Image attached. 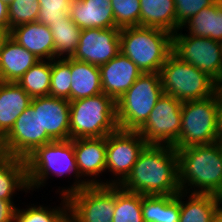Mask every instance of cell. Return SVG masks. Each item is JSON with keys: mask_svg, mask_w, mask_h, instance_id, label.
<instances>
[{"mask_svg": "<svg viewBox=\"0 0 222 222\" xmlns=\"http://www.w3.org/2000/svg\"><path fill=\"white\" fill-rule=\"evenodd\" d=\"M72 0H39L38 22L49 26L58 21H67Z\"/></svg>", "mask_w": 222, "mask_h": 222, "instance_id": "35", "label": "cell"}, {"mask_svg": "<svg viewBox=\"0 0 222 222\" xmlns=\"http://www.w3.org/2000/svg\"><path fill=\"white\" fill-rule=\"evenodd\" d=\"M61 203L55 207L44 206L38 202L29 203L26 208H16L14 222H58L68 211L69 203L66 196L59 195Z\"/></svg>", "mask_w": 222, "mask_h": 222, "instance_id": "30", "label": "cell"}, {"mask_svg": "<svg viewBox=\"0 0 222 222\" xmlns=\"http://www.w3.org/2000/svg\"><path fill=\"white\" fill-rule=\"evenodd\" d=\"M217 0H174L176 9V32L194 15Z\"/></svg>", "mask_w": 222, "mask_h": 222, "instance_id": "36", "label": "cell"}, {"mask_svg": "<svg viewBox=\"0 0 222 222\" xmlns=\"http://www.w3.org/2000/svg\"><path fill=\"white\" fill-rule=\"evenodd\" d=\"M69 16L80 29L117 27L111 0H72Z\"/></svg>", "mask_w": 222, "mask_h": 222, "instance_id": "18", "label": "cell"}, {"mask_svg": "<svg viewBox=\"0 0 222 222\" xmlns=\"http://www.w3.org/2000/svg\"><path fill=\"white\" fill-rule=\"evenodd\" d=\"M33 108H39L42 132L54 141L70 139V101L53 96L32 98Z\"/></svg>", "mask_w": 222, "mask_h": 222, "instance_id": "16", "label": "cell"}, {"mask_svg": "<svg viewBox=\"0 0 222 222\" xmlns=\"http://www.w3.org/2000/svg\"><path fill=\"white\" fill-rule=\"evenodd\" d=\"M120 53V28L82 29L73 59L103 65Z\"/></svg>", "mask_w": 222, "mask_h": 222, "instance_id": "14", "label": "cell"}, {"mask_svg": "<svg viewBox=\"0 0 222 222\" xmlns=\"http://www.w3.org/2000/svg\"><path fill=\"white\" fill-rule=\"evenodd\" d=\"M25 161L28 186L32 192L45 187L48 179L53 175L59 179L64 178L65 175L67 177V174L75 177L73 184L61 188L58 186L55 193L57 192L59 195L67 197L87 185L78 175L73 139L56 140L44 144L29 155Z\"/></svg>", "mask_w": 222, "mask_h": 222, "instance_id": "2", "label": "cell"}, {"mask_svg": "<svg viewBox=\"0 0 222 222\" xmlns=\"http://www.w3.org/2000/svg\"><path fill=\"white\" fill-rule=\"evenodd\" d=\"M79 177L87 185H106V137L73 139Z\"/></svg>", "mask_w": 222, "mask_h": 222, "instance_id": "15", "label": "cell"}, {"mask_svg": "<svg viewBox=\"0 0 222 222\" xmlns=\"http://www.w3.org/2000/svg\"><path fill=\"white\" fill-rule=\"evenodd\" d=\"M99 69L102 91L115 102L143 74L137 65L121 52L106 64L100 65Z\"/></svg>", "mask_w": 222, "mask_h": 222, "instance_id": "17", "label": "cell"}, {"mask_svg": "<svg viewBox=\"0 0 222 222\" xmlns=\"http://www.w3.org/2000/svg\"><path fill=\"white\" fill-rule=\"evenodd\" d=\"M162 88L182 103L201 100L217 92V82L207 73L171 53L160 70Z\"/></svg>", "mask_w": 222, "mask_h": 222, "instance_id": "6", "label": "cell"}, {"mask_svg": "<svg viewBox=\"0 0 222 222\" xmlns=\"http://www.w3.org/2000/svg\"><path fill=\"white\" fill-rule=\"evenodd\" d=\"M3 155V145H2V138L0 137V156Z\"/></svg>", "mask_w": 222, "mask_h": 222, "instance_id": "44", "label": "cell"}, {"mask_svg": "<svg viewBox=\"0 0 222 222\" xmlns=\"http://www.w3.org/2000/svg\"><path fill=\"white\" fill-rule=\"evenodd\" d=\"M8 8L9 32L18 25L38 20L39 0H12Z\"/></svg>", "mask_w": 222, "mask_h": 222, "instance_id": "33", "label": "cell"}, {"mask_svg": "<svg viewBox=\"0 0 222 222\" xmlns=\"http://www.w3.org/2000/svg\"><path fill=\"white\" fill-rule=\"evenodd\" d=\"M163 93L160 73H143L116 101L119 129L137 131Z\"/></svg>", "mask_w": 222, "mask_h": 222, "instance_id": "7", "label": "cell"}, {"mask_svg": "<svg viewBox=\"0 0 222 222\" xmlns=\"http://www.w3.org/2000/svg\"><path fill=\"white\" fill-rule=\"evenodd\" d=\"M1 1H3L7 5H9L12 2V0H1Z\"/></svg>", "mask_w": 222, "mask_h": 222, "instance_id": "45", "label": "cell"}, {"mask_svg": "<svg viewBox=\"0 0 222 222\" xmlns=\"http://www.w3.org/2000/svg\"><path fill=\"white\" fill-rule=\"evenodd\" d=\"M219 104L217 92L205 99L183 102L180 136L174 148L216 143Z\"/></svg>", "mask_w": 222, "mask_h": 222, "instance_id": "8", "label": "cell"}, {"mask_svg": "<svg viewBox=\"0 0 222 222\" xmlns=\"http://www.w3.org/2000/svg\"><path fill=\"white\" fill-rule=\"evenodd\" d=\"M71 101L103 93L99 66L71 57Z\"/></svg>", "mask_w": 222, "mask_h": 222, "instance_id": "24", "label": "cell"}, {"mask_svg": "<svg viewBox=\"0 0 222 222\" xmlns=\"http://www.w3.org/2000/svg\"><path fill=\"white\" fill-rule=\"evenodd\" d=\"M217 142L222 144V103L217 110Z\"/></svg>", "mask_w": 222, "mask_h": 222, "instance_id": "39", "label": "cell"}, {"mask_svg": "<svg viewBox=\"0 0 222 222\" xmlns=\"http://www.w3.org/2000/svg\"><path fill=\"white\" fill-rule=\"evenodd\" d=\"M10 37L39 60L54 59V40L48 26L38 21L18 25L10 30Z\"/></svg>", "mask_w": 222, "mask_h": 222, "instance_id": "19", "label": "cell"}, {"mask_svg": "<svg viewBox=\"0 0 222 222\" xmlns=\"http://www.w3.org/2000/svg\"><path fill=\"white\" fill-rule=\"evenodd\" d=\"M32 97L17 82L0 81V137L13 127L19 115L31 104Z\"/></svg>", "mask_w": 222, "mask_h": 222, "instance_id": "21", "label": "cell"}, {"mask_svg": "<svg viewBox=\"0 0 222 222\" xmlns=\"http://www.w3.org/2000/svg\"><path fill=\"white\" fill-rule=\"evenodd\" d=\"M58 222H79L70 210Z\"/></svg>", "mask_w": 222, "mask_h": 222, "instance_id": "41", "label": "cell"}, {"mask_svg": "<svg viewBox=\"0 0 222 222\" xmlns=\"http://www.w3.org/2000/svg\"><path fill=\"white\" fill-rule=\"evenodd\" d=\"M217 94L219 96L220 102L222 103V87H217Z\"/></svg>", "mask_w": 222, "mask_h": 222, "instance_id": "43", "label": "cell"}, {"mask_svg": "<svg viewBox=\"0 0 222 222\" xmlns=\"http://www.w3.org/2000/svg\"><path fill=\"white\" fill-rule=\"evenodd\" d=\"M119 186L141 195L178 194L180 186L176 149L169 145H147L131 173Z\"/></svg>", "mask_w": 222, "mask_h": 222, "instance_id": "1", "label": "cell"}, {"mask_svg": "<svg viewBox=\"0 0 222 222\" xmlns=\"http://www.w3.org/2000/svg\"><path fill=\"white\" fill-rule=\"evenodd\" d=\"M111 8L117 27L140 26V1L139 0H111Z\"/></svg>", "mask_w": 222, "mask_h": 222, "instance_id": "34", "label": "cell"}, {"mask_svg": "<svg viewBox=\"0 0 222 222\" xmlns=\"http://www.w3.org/2000/svg\"><path fill=\"white\" fill-rule=\"evenodd\" d=\"M147 145L138 131L118 129L109 134L106 137V173L113 176L106 180V185H120Z\"/></svg>", "mask_w": 222, "mask_h": 222, "instance_id": "10", "label": "cell"}, {"mask_svg": "<svg viewBox=\"0 0 222 222\" xmlns=\"http://www.w3.org/2000/svg\"><path fill=\"white\" fill-rule=\"evenodd\" d=\"M9 36H10V32L4 26H0V49L2 48L4 41Z\"/></svg>", "mask_w": 222, "mask_h": 222, "instance_id": "40", "label": "cell"}, {"mask_svg": "<svg viewBox=\"0 0 222 222\" xmlns=\"http://www.w3.org/2000/svg\"><path fill=\"white\" fill-rule=\"evenodd\" d=\"M180 191L214 194L222 201V144L176 149Z\"/></svg>", "mask_w": 222, "mask_h": 222, "instance_id": "3", "label": "cell"}, {"mask_svg": "<svg viewBox=\"0 0 222 222\" xmlns=\"http://www.w3.org/2000/svg\"><path fill=\"white\" fill-rule=\"evenodd\" d=\"M52 60H40L17 82L32 98L49 96Z\"/></svg>", "mask_w": 222, "mask_h": 222, "instance_id": "29", "label": "cell"}, {"mask_svg": "<svg viewBox=\"0 0 222 222\" xmlns=\"http://www.w3.org/2000/svg\"><path fill=\"white\" fill-rule=\"evenodd\" d=\"M17 191H23L26 195L32 194L28 186L26 161L2 155L0 156V199L13 201Z\"/></svg>", "mask_w": 222, "mask_h": 222, "instance_id": "23", "label": "cell"}, {"mask_svg": "<svg viewBox=\"0 0 222 222\" xmlns=\"http://www.w3.org/2000/svg\"><path fill=\"white\" fill-rule=\"evenodd\" d=\"M71 58L52 60L49 95L71 101Z\"/></svg>", "mask_w": 222, "mask_h": 222, "instance_id": "32", "label": "cell"}, {"mask_svg": "<svg viewBox=\"0 0 222 222\" xmlns=\"http://www.w3.org/2000/svg\"><path fill=\"white\" fill-rule=\"evenodd\" d=\"M214 222H222V208L220 209V211L217 213Z\"/></svg>", "mask_w": 222, "mask_h": 222, "instance_id": "42", "label": "cell"}, {"mask_svg": "<svg viewBox=\"0 0 222 222\" xmlns=\"http://www.w3.org/2000/svg\"><path fill=\"white\" fill-rule=\"evenodd\" d=\"M14 201L0 199V222H14L17 205Z\"/></svg>", "mask_w": 222, "mask_h": 222, "instance_id": "37", "label": "cell"}, {"mask_svg": "<svg viewBox=\"0 0 222 222\" xmlns=\"http://www.w3.org/2000/svg\"><path fill=\"white\" fill-rule=\"evenodd\" d=\"M8 5L0 0V26H4L9 31Z\"/></svg>", "mask_w": 222, "mask_h": 222, "instance_id": "38", "label": "cell"}, {"mask_svg": "<svg viewBox=\"0 0 222 222\" xmlns=\"http://www.w3.org/2000/svg\"><path fill=\"white\" fill-rule=\"evenodd\" d=\"M52 141L46 132H42L39 108L29 105L2 138L3 155L26 159L38 147Z\"/></svg>", "mask_w": 222, "mask_h": 222, "instance_id": "13", "label": "cell"}, {"mask_svg": "<svg viewBox=\"0 0 222 222\" xmlns=\"http://www.w3.org/2000/svg\"><path fill=\"white\" fill-rule=\"evenodd\" d=\"M187 35L211 38L222 42V0L205 7L192 16L182 27Z\"/></svg>", "mask_w": 222, "mask_h": 222, "instance_id": "25", "label": "cell"}, {"mask_svg": "<svg viewBox=\"0 0 222 222\" xmlns=\"http://www.w3.org/2000/svg\"><path fill=\"white\" fill-rule=\"evenodd\" d=\"M140 26L159 28L171 34L176 32L174 0H139Z\"/></svg>", "mask_w": 222, "mask_h": 222, "instance_id": "26", "label": "cell"}, {"mask_svg": "<svg viewBox=\"0 0 222 222\" xmlns=\"http://www.w3.org/2000/svg\"><path fill=\"white\" fill-rule=\"evenodd\" d=\"M113 222H144L142 216V195L128 192L116 185Z\"/></svg>", "mask_w": 222, "mask_h": 222, "instance_id": "31", "label": "cell"}, {"mask_svg": "<svg viewBox=\"0 0 222 222\" xmlns=\"http://www.w3.org/2000/svg\"><path fill=\"white\" fill-rule=\"evenodd\" d=\"M118 129L116 102L105 93L70 101V139L107 137Z\"/></svg>", "mask_w": 222, "mask_h": 222, "instance_id": "5", "label": "cell"}, {"mask_svg": "<svg viewBox=\"0 0 222 222\" xmlns=\"http://www.w3.org/2000/svg\"><path fill=\"white\" fill-rule=\"evenodd\" d=\"M144 222H179L180 192L176 195H142Z\"/></svg>", "mask_w": 222, "mask_h": 222, "instance_id": "27", "label": "cell"}, {"mask_svg": "<svg viewBox=\"0 0 222 222\" xmlns=\"http://www.w3.org/2000/svg\"><path fill=\"white\" fill-rule=\"evenodd\" d=\"M217 87H222V79L217 83Z\"/></svg>", "mask_w": 222, "mask_h": 222, "instance_id": "46", "label": "cell"}, {"mask_svg": "<svg viewBox=\"0 0 222 222\" xmlns=\"http://www.w3.org/2000/svg\"><path fill=\"white\" fill-rule=\"evenodd\" d=\"M54 40V59L71 58L77 50L82 29L69 18L48 26Z\"/></svg>", "mask_w": 222, "mask_h": 222, "instance_id": "28", "label": "cell"}, {"mask_svg": "<svg viewBox=\"0 0 222 222\" xmlns=\"http://www.w3.org/2000/svg\"><path fill=\"white\" fill-rule=\"evenodd\" d=\"M67 200L79 222H113L116 185H86L69 194Z\"/></svg>", "mask_w": 222, "mask_h": 222, "instance_id": "12", "label": "cell"}, {"mask_svg": "<svg viewBox=\"0 0 222 222\" xmlns=\"http://www.w3.org/2000/svg\"><path fill=\"white\" fill-rule=\"evenodd\" d=\"M181 31L180 28L172 35V53L181 61L207 73L218 83L222 79V43Z\"/></svg>", "mask_w": 222, "mask_h": 222, "instance_id": "9", "label": "cell"}, {"mask_svg": "<svg viewBox=\"0 0 222 222\" xmlns=\"http://www.w3.org/2000/svg\"><path fill=\"white\" fill-rule=\"evenodd\" d=\"M172 35L159 28L124 27L120 29V52L142 73H159L172 53Z\"/></svg>", "mask_w": 222, "mask_h": 222, "instance_id": "4", "label": "cell"}, {"mask_svg": "<svg viewBox=\"0 0 222 222\" xmlns=\"http://www.w3.org/2000/svg\"><path fill=\"white\" fill-rule=\"evenodd\" d=\"M221 208L222 201L214 194L180 191L179 222H214Z\"/></svg>", "mask_w": 222, "mask_h": 222, "instance_id": "22", "label": "cell"}, {"mask_svg": "<svg viewBox=\"0 0 222 222\" xmlns=\"http://www.w3.org/2000/svg\"><path fill=\"white\" fill-rule=\"evenodd\" d=\"M38 61L34 54L9 36L0 49V81L18 82Z\"/></svg>", "mask_w": 222, "mask_h": 222, "instance_id": "20", "label": "cell"}, {"mask_svg": "<svg viewBox=\"0 0 222 222\" xmlns=\"http://www.w3.org/2000/svg\"><path fill=\"white\" fill-rule=\"evenodd\" d=\"M182 102L163 93L146 122L137 130L148 145L175 146L180 136Z\"/></svg>", "mask_w": 222, "mask_h": 222, "instance_id": "11", "label": "cell"}]
</instances>
